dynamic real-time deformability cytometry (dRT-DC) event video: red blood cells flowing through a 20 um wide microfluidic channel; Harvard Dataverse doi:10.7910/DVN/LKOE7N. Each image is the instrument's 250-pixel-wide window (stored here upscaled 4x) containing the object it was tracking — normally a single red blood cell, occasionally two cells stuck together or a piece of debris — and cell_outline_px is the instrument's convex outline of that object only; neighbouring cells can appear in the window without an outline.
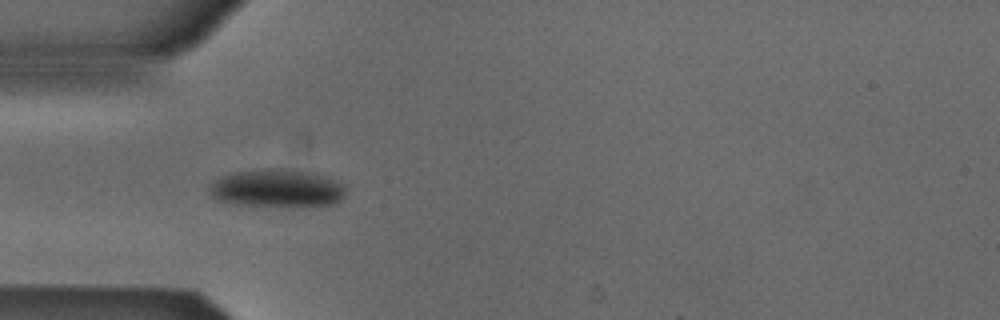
{"species": "Egyptian fruit bat (a non-hibernating species)", "species_latin": "Rousettus aegyptiacus", "temperature_condition": "cold", "stored_images_in_passage": 39, "camera_frame_rate_fps": 3000, "um_per_image_px": 0.085, "animal": {"sex": "male"}, "frame": {"image": 1, "passage_image": 2, "time_ms": 0.333, "image_size_px": [1000, 320], "cell_outline_px": [[344, 196], [336, 204], [292, 208], [288, 208], [236, 204], [216, 200], [212, 196], [208, 188], [220, 176], [236, 172], [268, 168], [280, 168], [308, 172], [324, 176], [344, 184]], "centroid_in_image_um": [23.56, 16.04], "position_along_channel_um": 61.4, "area_um2": 30.63}}
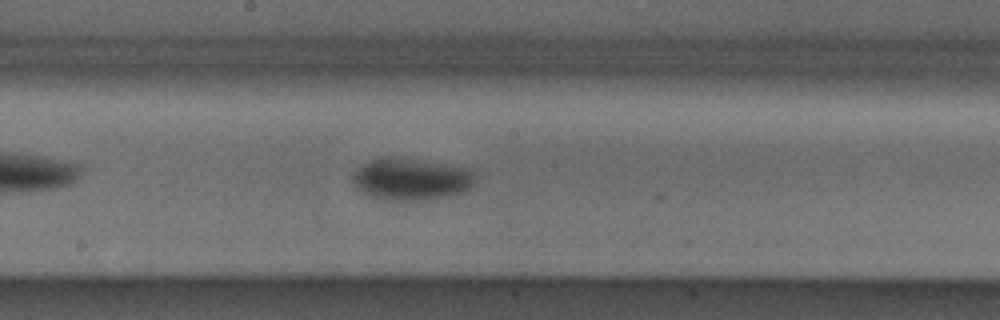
{"frame": {"image": 2, "passage_image": 14, "time_ms": 4.333, "image_size_px": [1000, 320], "cell_outline_px": [[476, 184], [472, 188], [464, 192], [448, 196], [420, 200], [380, 200], [360, 192], [352, 184], [352, 176], [364, 164], [372, 160], [384, 156], [392, 156], [472, 168], [476, 176]], "centroid_in_image_um": [34.99, 15.23], "position_along_channel_um": 213.2, "area_um2": 30.4}}
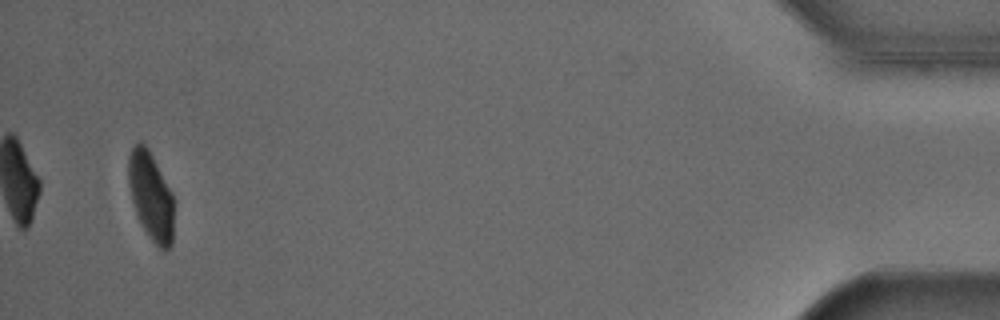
{"frame": {"image": 3, "passage_image": 37, "time_ms": 12.0, "image_size_px": [1000, 320], "cell_outline_px": [[172, 244], [164, 252], [152, 240], [144, 228], [136, 212], [132, 200], [128, 184], [128, 156], [132, 148], [140, 140], [148, 148], [172, 192]], "centroid_in_image_um": [12.8, 16.63], "position_along_channel_um": 422.4, "area_um2": 22.89}, "authors_computed_cell_mechanics": {"area_um2": 28.7266, "velocity_mm_per_s": 3.8486, "shape_relaxation_time_tau1_ms": 6.1123, "shape_relaxation_time_tau2_ms": null, "deformation_change_tau1": 0.1204, "deformation_change_tau2": null}}